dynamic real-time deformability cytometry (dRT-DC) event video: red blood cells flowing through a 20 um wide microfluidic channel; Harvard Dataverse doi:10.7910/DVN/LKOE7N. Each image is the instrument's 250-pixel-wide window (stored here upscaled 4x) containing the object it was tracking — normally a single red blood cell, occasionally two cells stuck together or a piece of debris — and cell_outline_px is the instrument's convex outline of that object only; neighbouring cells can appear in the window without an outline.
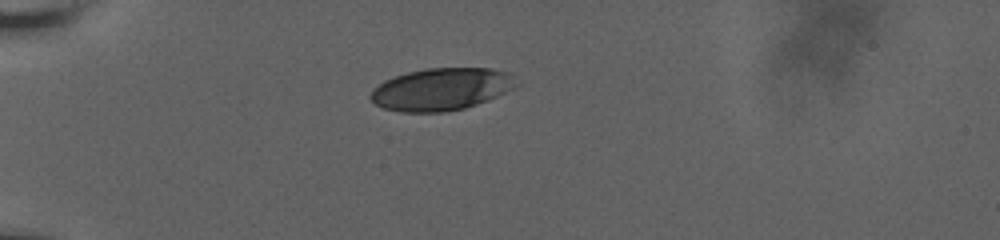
{"species": "human", "species_latin": "Homo sapiens", "temperature_condition": "room temperature", "stored_images_in_passage": 37, "camera_frame_rate_fps": 3000, "um_per_image_px": 0.085, "donor": {"sex": "male"}, "frame": {"image": 1, "passage_image": 1, "time_ms": 0.0, "image_size_px": [1000, 240], "cell_outline_px": [[520, 84], [488, 100], [464, 108], [444, 112], [400, 112], [384, 108], [376, 104], [368, 96], [372, 88], [384, 80], [408, 72], [424, 68], [492, 68], [504, 72], [512, 76]], "centroid_in_image_um": [37.47, 7.58], "position_along_channel_um": 47.5, "area_um2": 35.84}}
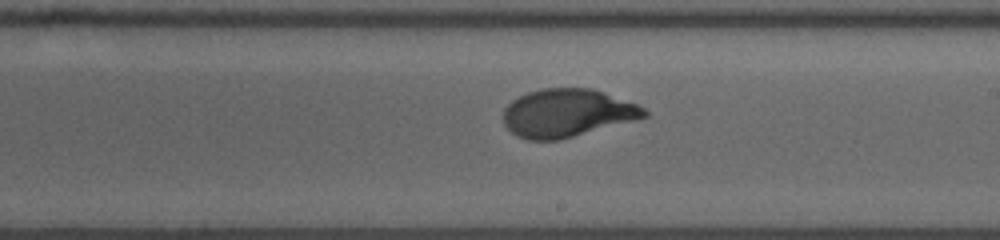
{"frame": {"image": 2, "passage_image": 20, "time_ms": 6.333, "image_size_px": [1000, 240], "cell_outline_px": [[648, 116], [636, 120], [560, 140], [528, 140], [516, 136], [504, 124], [504, 108], [512, 100], [528, 92], [540, 88], [592, 88], [604, 92], [636, 104], [644, 108], [648, 112]], "centroid_in_image_um": [48.21, 9.61], "position_along_channel_um": 240.8, "area_um2": 39.48}}
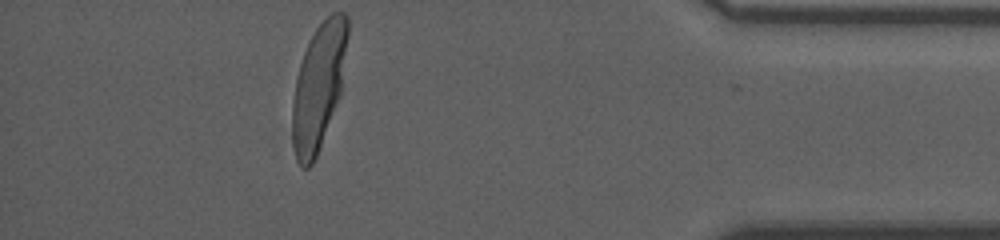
{"frame": {"image": 3, "passage_image": 37, "time_ms": 12.0, "image_size_px": [1000, 240], "cell_outline_px": [[348, 36], [340, 96], [316, 156], [312, 164], [308, 168], [304, 168], [296, 160], [292, 144], [292, 104], [296, 80], [300, 64], [304, 52], [316, 28], [332, 12], [344, 12], [348, 16]], "centroid_in_image_um": [27.08, 7.35], "position_along_channel_um": 408.1, "area_um2": 40.17}, "authors_computed_cell_mechanics": {"area_um2": 39.1884, "velocity_mm_per_s": 3.6218, "shape_relaxation_time_tau1_ms": 3.8324, "shape_relaxation_time_tau2_ms": null, "deformation_change_tau1": 0.1887, "deformation_change_tau2": null}}